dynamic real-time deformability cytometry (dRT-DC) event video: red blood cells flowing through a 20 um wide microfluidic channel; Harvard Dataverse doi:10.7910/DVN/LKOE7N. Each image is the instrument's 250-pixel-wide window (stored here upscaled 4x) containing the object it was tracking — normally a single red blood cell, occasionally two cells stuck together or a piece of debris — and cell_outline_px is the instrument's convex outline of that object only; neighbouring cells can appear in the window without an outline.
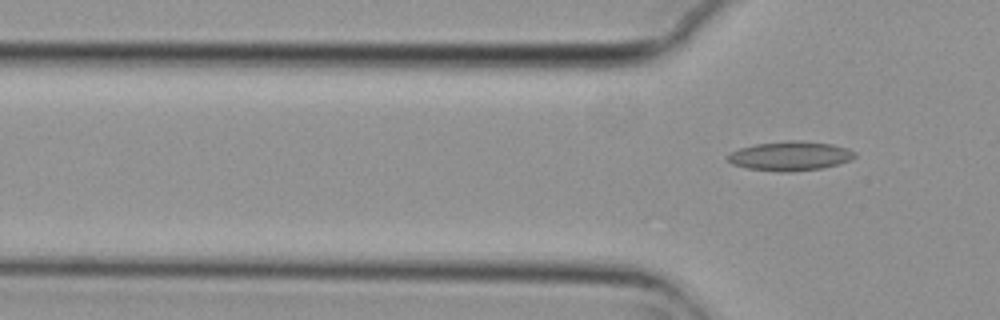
{"species": "common noctule bat (a hibernating species)", "species_latin": "Nyctalus noctula", "temperature_condition": "cold", "stored_images_in_passage": 4, "camera_frame_rate_fps": 3000, "um_per_image_px": 0.085, "animal": {"sex": "female", "body_mass_g": 29.2, "forearm_length_mm": 56.3}, "frame": {"image": 1, "passage_image": 4, "time_ms": 1.0, "image_size_px": [1000, 320], "cell_outline_px": [[856, 156], [852, 160], [820, 168], [788, 172], [784, 172], [748, 168], [732, 164], [728, 160], [728, 156], [732, 152], [740, 148], [756, 144], [788, 140], [796, 140], [832, 144], [848, 148], [856, 152]], "centroid_in_image_um": [67.2, 13.25], "position_along_channel_um": 58.6, "area_um2": 21.44}}